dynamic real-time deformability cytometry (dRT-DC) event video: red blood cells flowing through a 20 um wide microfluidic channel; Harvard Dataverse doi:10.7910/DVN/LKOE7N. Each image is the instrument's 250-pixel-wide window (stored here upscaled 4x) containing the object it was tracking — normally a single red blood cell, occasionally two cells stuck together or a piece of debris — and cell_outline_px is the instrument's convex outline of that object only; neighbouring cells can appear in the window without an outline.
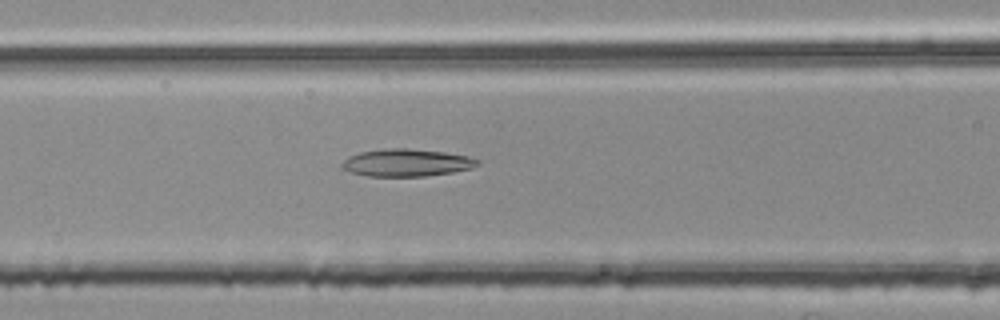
{"species": "common noctule bat (a hibernating species)", "species_latin": "Nyctalus noctula", "temperature_condition": "room temperature", "stored_images_in_passage": 46, "camera_frame_rate_fps": 3000, "um_per_image_px": 0.085, "animal": {"sex": "female", "body_mass_g": 25.1}, "frame": {"image": 1, "passage_image": 15, "time_ms": 4.667, "image_size_px": [1000, 320], "cell_outline_px": [[480, 164], [472, 168], [452, 172], [424, 176], [368, 176], [352, 172], [340, 168], [340, 164], [348, 156], [360, 152], [384, 148], [408, 148], [444, 152], [468, 156], [480, 160]], "centroid_in_image_um": [34.54, 13.82], "position_along_channel_um": 132.1, "area_um2": 21.73}}
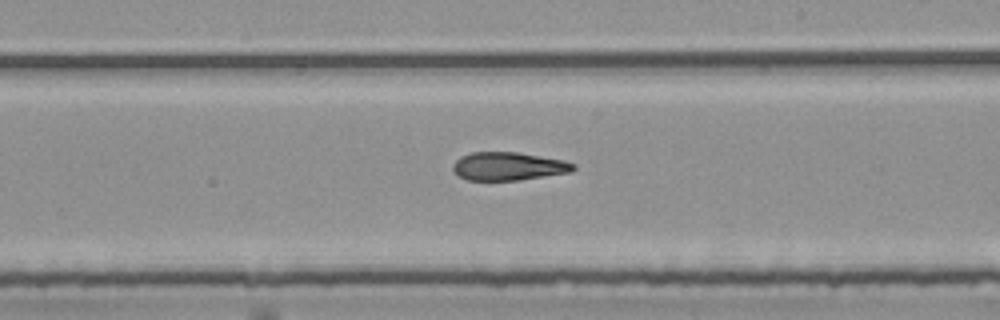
{"frame": {"image": 2, "passage_image": 24, "time_ms": 7.667, "image_size_px": [1000, 320], "cell_outline_px": [[576, 168], [572, 172], [516, 180], [468, 180], [452, 172], [452, 164], [460, 156], [468, 152], [516, 152], [564, 160], [576, 164]], "centroid_in_image_um": [43.19, 14.12], "position_along_channel_um": 245.8, "area_um2": 19.88}}
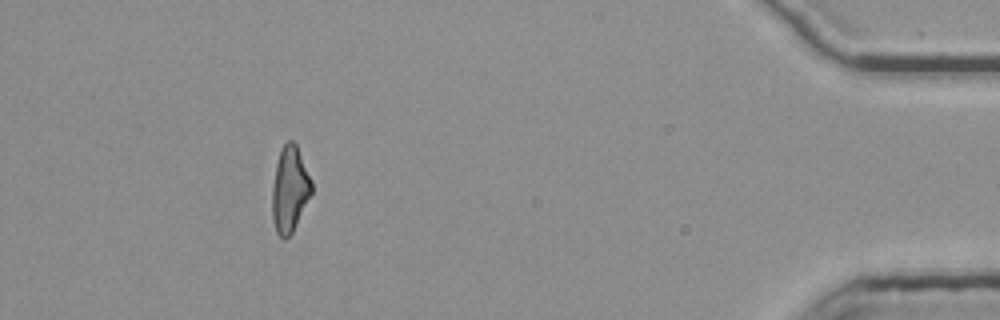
{"frame": {"image": 3, "passage_image": 42, "time_ms": 13.667, "image_size_px": [1000, 320], "cell_outline_px": [[312, 192], [292, 232], [284, 240], [276, 232], [272, 220], [272, 188], [276, 164], [280, 148], [288, 140], [292, 140], [296, 144], [312, 180]], "centroid_in_image_um": [24.61, 16.08], "position_along_channel_um": 410.6, "area_um2": 19.65}, "authors_computed_cell_mechanics": {"area_um2": 20.5479, "velocity_mm_per_s": 3.7928, "shape_relaxation_time_tau1_ms": null, "shape_relaxation_time_tau2_ms": 5.2573, "deformation_change_tau1": null, "deformation_change_tau2": 0.1652}}